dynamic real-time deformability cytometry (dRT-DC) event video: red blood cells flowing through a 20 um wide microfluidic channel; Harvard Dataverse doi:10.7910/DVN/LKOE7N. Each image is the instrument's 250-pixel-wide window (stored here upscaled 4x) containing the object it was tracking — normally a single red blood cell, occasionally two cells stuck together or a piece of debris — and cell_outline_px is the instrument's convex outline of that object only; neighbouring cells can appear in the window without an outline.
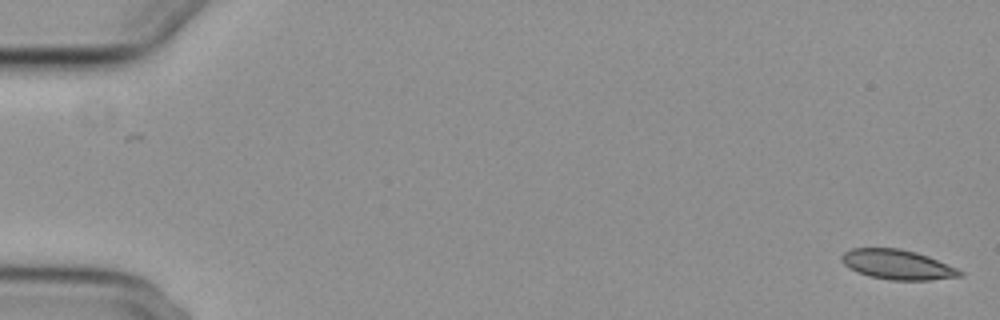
{"species": "common noctule bat (a hibernating species)", "species_latin": "Nyctalus noctula", "temperature_condition": "cold", "stored_images_in_passage": 56, "camera_frame_rate_fps": 3000, "um_per_image_px": 0.085, "animal": {"sex": "female", "body_mass_g": 29.2, "forearm_length_mm": 56.3}, "frame": {"image": 1, "passage_image": 1, "time_ms": 0.0, "image_size_px": [1000, 320], "cell_outline_px": [[964, 276], [928, 280], [892, 280], [868, 276], [856, 272], [848, 268], [840, 260], [840, 256], [844, 252], [852, 248], [900, 248], [916, 252], [928, 256], [956, 268], [964, 272]], "centroid_in_image_um": [76.25, 22.49], "position_along_channel_um": 8.7, "area_um2": 20.63}}
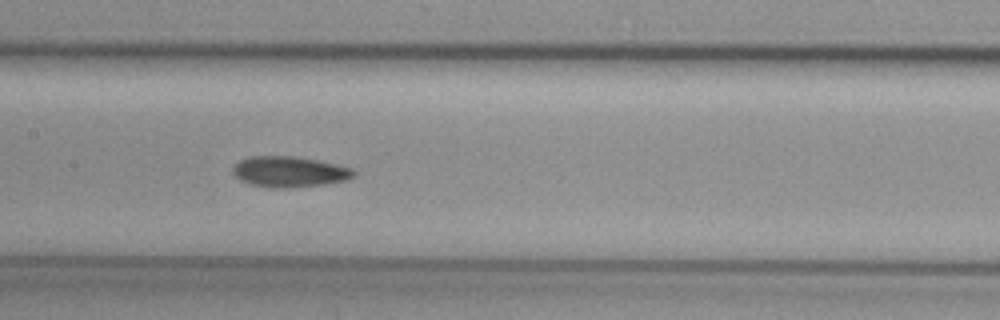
{"frame": {"image": 2, "passage_image": 28, "time_ms": 9.0, "image_size_px": [1000, 320], "cell_outline_px": [[356, 172], [352, 176], [344, 180], [324, 184], [284, 188], [268, 188], [252, 184], [240, 180], [232, 172], [232, 168], [240, 160], [248, 156], [292, 156], [316, 160], [336, 164], [352, 168]], "centroid_in_image_um": [24.55, 14.59], "position_along_channel_um": 182.8, "area_um2": 21.44}}
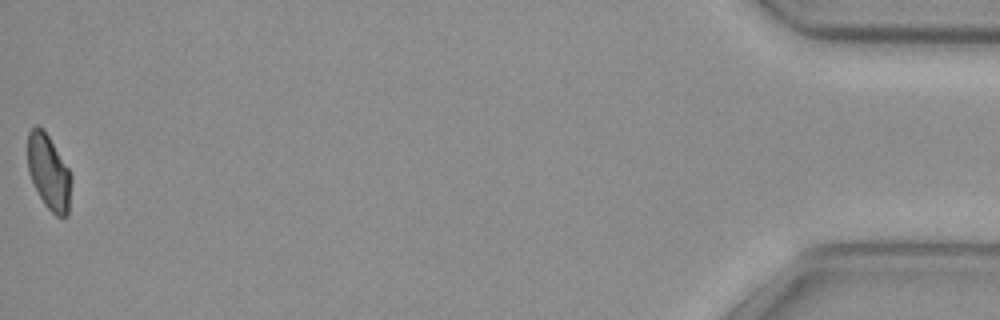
{"frame": {"image": 3, "passage_image": 56, "time_ms": 18.333, "image_size_px": [1000, 320], "cell_outline_px": [[72, 180], [68, 216], [64, 220], [56, 216], [44, 204], [28, 172], [28, 132], [36, 124], [44, 128], [68, 168], [72, 176]], "centroid_in_image_um": [4.17, 14.65], "position_along_channel_um": 431.0, "area_um2": 19.25}}